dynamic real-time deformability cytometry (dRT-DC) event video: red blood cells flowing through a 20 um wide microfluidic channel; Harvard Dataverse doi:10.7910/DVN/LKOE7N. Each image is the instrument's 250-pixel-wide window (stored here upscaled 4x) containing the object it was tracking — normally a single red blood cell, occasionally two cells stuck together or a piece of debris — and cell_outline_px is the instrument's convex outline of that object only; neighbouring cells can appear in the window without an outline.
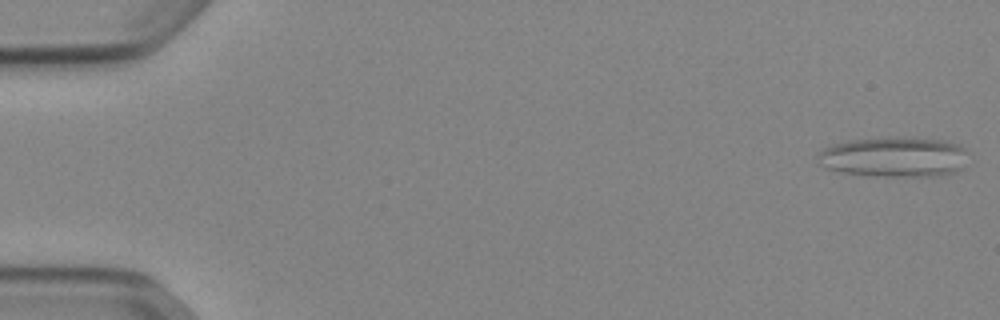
{"species": "Egyptian fruit bat (a non-hibernating species)", "species_latin": "Rousettus aegyptiacus", "temperature_condition": "cold", "stored_images_in_passage": 53, "camera_frame_rate_fps": 3000, "um_per_image_px": 0.085, "animal": {"sex": "female"}, "frame": {"image": 1, "passage_image": 1, "time_ms": 0.0, "image_size_px": [1000, 320], "cell_outline_px": [[964, 148], [960, 168], [956, 172], [936, 176], [872, 176], [844, 172], [828, 168], [820, 164], [816, 156], [824, 148], [832, 144], [852, 140], [944, 140], [960, 144]], "centroid_in_image_um": [75.94, 13.39], "position_along_channel_um": 9.1, "area_um2": 33.64}}
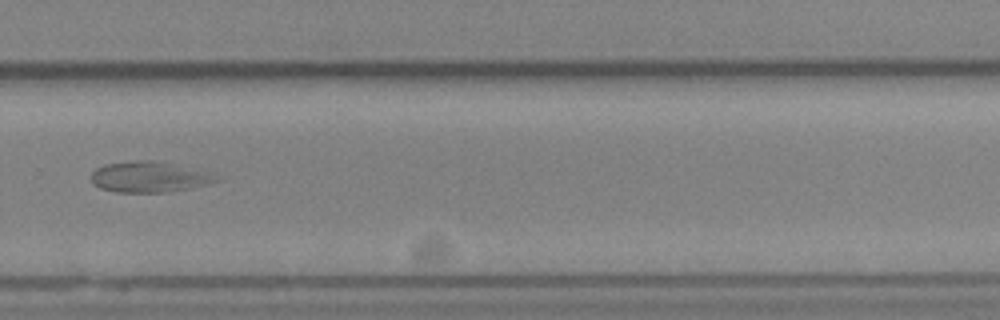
{"frame": {"image": 2, "passage_image": 37, "time_ms": 12.0, "image_size_px": [1000, 320], "cell_outline_px": [[220, 180], [188, 188], [168, 192], [116, 192], [100, 188], [92, 184], [92, 172], [96, 168], [104, 164], [132, 160], [152, 160], [212, 172]], "centroid_in_image_um": [12.64, 15.03], "position_along_channel_um": 317.2, "area_um2": 22.31}}
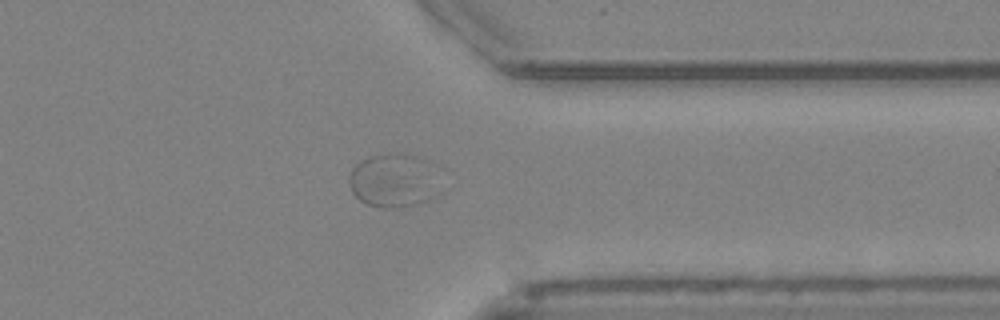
{"frame": {"image": 3, "passage_image": 42, "time_ms": 13.667, "image_size_px": [1000, 320], "cell_outline_px": [[440, 192], [436, 196], [428, 200], [416, 204], [400, 208], [384, 208], [364, 204], [352, 192], [348, 180], [352, 168], [360, 160], [368, 156], [396, 152], [400, 152], [428, 160], [432, 164]], "centroid_in_image_um": [33.45, 15.34], "position_along_channel_um": 378.0, "area_um2": 29.02}}